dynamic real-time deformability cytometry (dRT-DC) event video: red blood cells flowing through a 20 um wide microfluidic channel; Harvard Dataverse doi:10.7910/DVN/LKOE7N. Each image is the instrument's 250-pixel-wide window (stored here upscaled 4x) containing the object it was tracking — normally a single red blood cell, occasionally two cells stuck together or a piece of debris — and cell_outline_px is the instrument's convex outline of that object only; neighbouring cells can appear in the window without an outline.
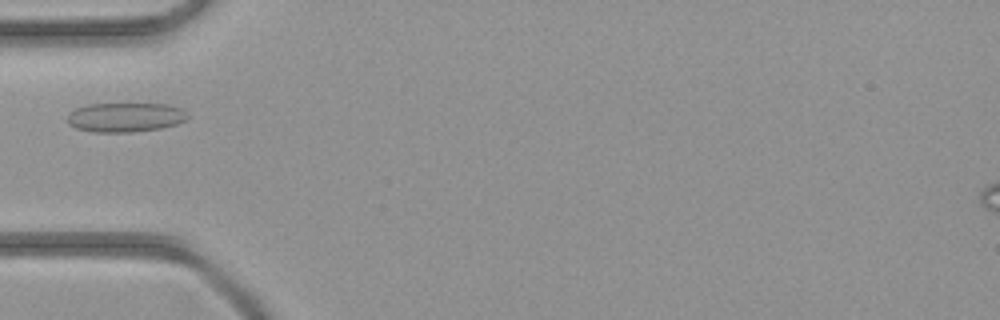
{"species": "common noctule bat (a hibernating species)", "species_latin": "Nyctalus noctula", "temperature_condition": "room temperature", "stored_images_in_passage": 3, "camera_frame_rate_fps": 3000, "um_per_image_px": 0.085, "animal": {"sex": "female", "body_mass_g": 21.9}, "frame": {"image": 1, "passage_image": 3, "time_ms": 2.333, "image_size_px": [1000, 320], "cell_outline_px": [[188, 116], [184, 120], [176, 124], [160, 128], [132, 132], [92, 132], [76, 128], [68, 124], [68, 116], [76, 108], [88, 104], [168, 104], [180, 108]], "centroid_in_image_um": [10.63, 9.97], "position_along_channel_um": 74.4, "area_um2": 20.35}}